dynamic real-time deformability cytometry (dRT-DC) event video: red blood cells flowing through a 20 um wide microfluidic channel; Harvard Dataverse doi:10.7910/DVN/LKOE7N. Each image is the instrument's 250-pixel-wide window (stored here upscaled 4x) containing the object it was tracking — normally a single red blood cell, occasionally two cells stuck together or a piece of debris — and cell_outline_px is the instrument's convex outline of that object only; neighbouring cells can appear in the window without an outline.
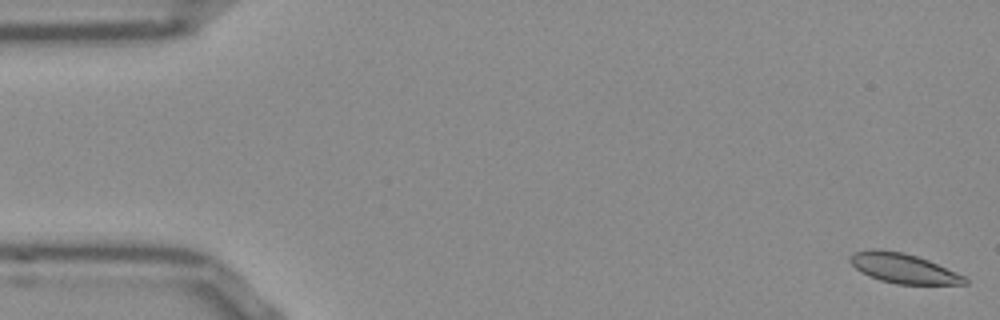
{"species": "Egyptian fruit bat (a non-hibernating species)", "species_latin": "Rousettus aegyptiacus", "temperature_condition": "room temperature", "stored_images_in_passage": 53, "camera_frame_rate_fps": 3000, "um_per_image_px": 0.085, "frame": {"image": 1, "passage_image": 1, "time_ms": 0.0, "image_size_px": [1000, 320], "cell_outline_px": [[968, 284], [896, 284], [880, 280], [868, 276], [860, 272], [848, 260], [852, 252], [872, 248], [880, 248], [904, 252], [928, 260], [964, 276], [968, 280]], "centroid_in_image_um": [76.72, 22.79], "position_along_channel_um": 8.3, "area_um2": 20.0}}
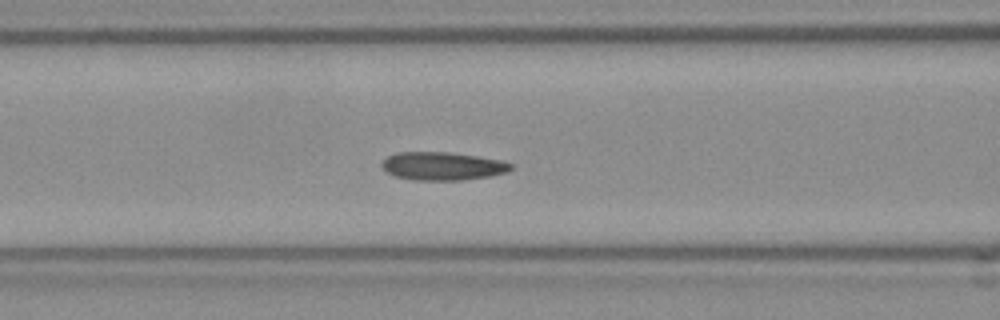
{"frame": {"image": 2, "passage_image": 21, "time_ms": 6.667, "image_size_px": [1000, 320], "cell_outline_px": [[512, 168], [508, 172], [492, 176], [464, 180], [416, 180], [396, 176], [388, 172], [380, 164], [388, 156], [396, 152], [452, 152], [500, 160], [512, 164]], "centroid_in_image_um": [37.64, 14.12], "position_along_channel_um": 129.0, "area_um2": 21.15}}
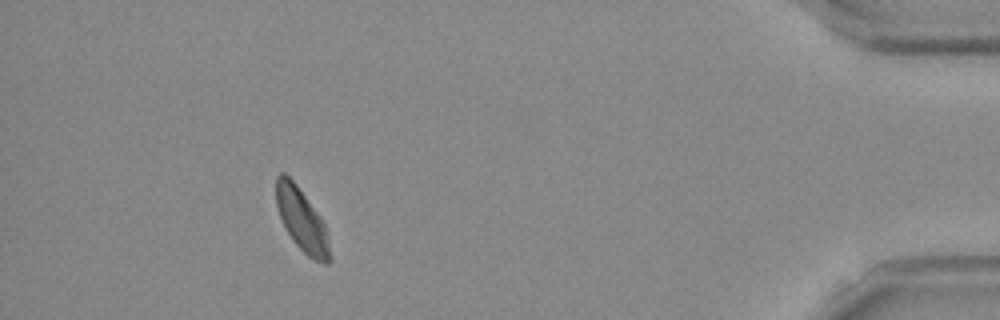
{"frame": {"image": 3, "passage_image": 48, "time_ms": 15.667, "image_size_px": [1000, 320], "cell_outline_px": [[332, 260], [328, 264], [324, 264], [312, 260], [292, 240], [284, 228], [276, 204], [276, 176], [280, 172], [284, 172], [296, 184], [320, 216], [324, 224]], "centroid_in_image_um": [25.64, 18.72], "position_along_channel_um": 409.6, "area_um2": 19.59}, "authors_computed_cell_mechanics": {"area_um2": 20.5768, "velocity_mm_per_s": 3.8042, "shape_relaxation_time_tau1_ms": 3.5669, "shape_relaxation_time_tau2_ms": 3.05, "deformation_change_tau1": 0.1054, "deformation_change_tau2": 0.097}}